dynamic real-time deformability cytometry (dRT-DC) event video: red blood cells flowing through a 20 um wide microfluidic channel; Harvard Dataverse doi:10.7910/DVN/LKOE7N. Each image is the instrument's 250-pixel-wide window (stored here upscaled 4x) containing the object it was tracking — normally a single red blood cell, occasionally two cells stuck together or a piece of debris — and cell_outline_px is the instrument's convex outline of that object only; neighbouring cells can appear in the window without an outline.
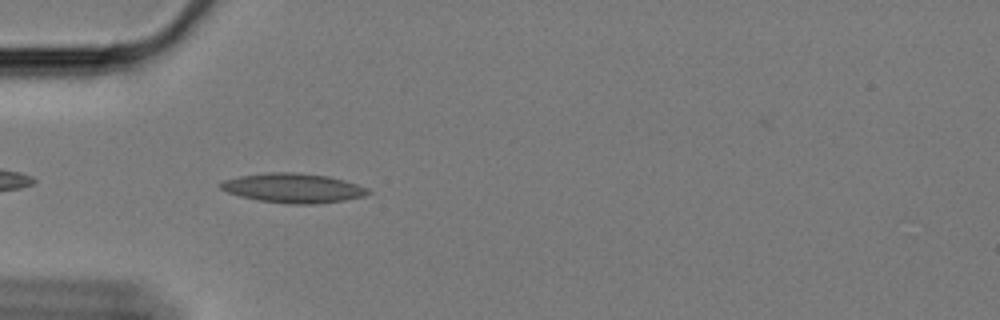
{"species": "Egyptian fruit bat (a non-hibernating species)", "species_latin": "Rousettus aegyptiacus", "temperature_condition": "cold", "stored_images_in_passage": 38, "camera_frame_rate_fps": 3000, "um_per_image_px": 0.085, "animal": {"sex": "female"}, "frame": {"image": 1, "passage_image": 3, "time_ms": 0.667, "image_size_px": [1000, 320], "cell_outline_px": [[372, 192], [364, 196], [344, 200], [316, 204], [292, 204], [260, 200], [240, 196], [228, 192], [220, 188], [220, 184], [224, 180], [240, 176], [268, 172], [292, 172], [328, 176], [344, 180], [368, 188]], "centroid_in_image_um": [24.95, 15.98], "position_along_channel_um": 60.1, "area_um2": 25.09}}
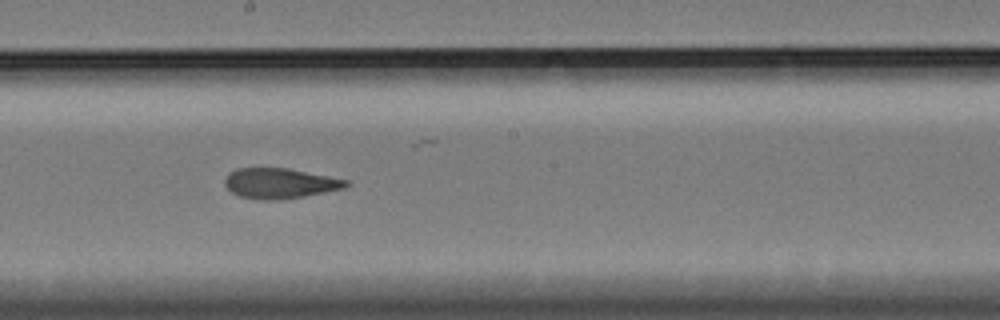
{"frame": {"image": 2, "passage_image": 18, "time_ms": 5.667, "image_size_px": [1000, 320], "cell_outline_px": [[348, 184], [344, 188], [304, 196], [280, 200], [264, 200], [240, 196], [232, 192], [224, 184], [224, 180], [228, 172], [236, 168], [288, 168], [348, 180]], "centroid_in_image_um": [23.75, 15.57], "position_along_channel_um": 224.5, "area_um2": 21.27}}
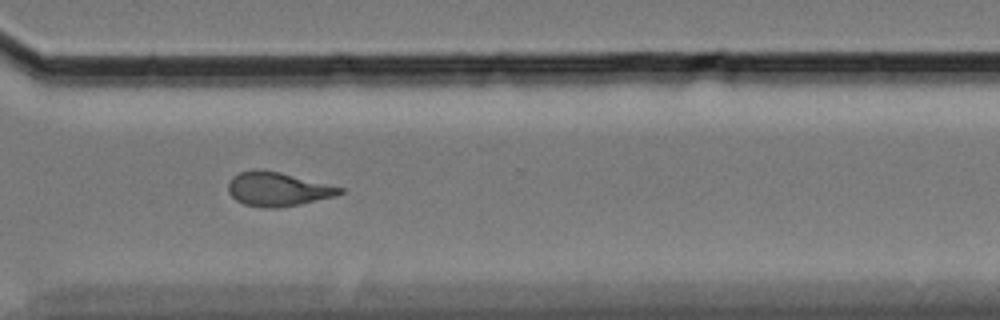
{"frame": {"image": 3, "passage_image": 29, "time_ms": 9.333, "image_size_px": [1000, 320], "cell_outline_px": [[344, 192], [336, 196], [300, 204], [276, 208], [268, 208], [244, 204], [236, 200], [228, 192], [228, 184], [232, 176], [240, 172], [252, 168], [260, 168], [280, 172], [344, 188]], "centroid_in_image_um": [23.59, 16.06], "position_along_channel_um": 347.0, "area_um2": 22.2}, "authors_computed_cell_mechanics": {"area_um2": 22.1952, "velocity_mm_per_s": 3.3464, "shape_relaxation_time_tau1_ms": 11.1763, "shape_relaxation_time_tau2_ms": 3.0754, "deformation_change_tau1": 0.2231, "deformation_change_tau2": 0.1104}}